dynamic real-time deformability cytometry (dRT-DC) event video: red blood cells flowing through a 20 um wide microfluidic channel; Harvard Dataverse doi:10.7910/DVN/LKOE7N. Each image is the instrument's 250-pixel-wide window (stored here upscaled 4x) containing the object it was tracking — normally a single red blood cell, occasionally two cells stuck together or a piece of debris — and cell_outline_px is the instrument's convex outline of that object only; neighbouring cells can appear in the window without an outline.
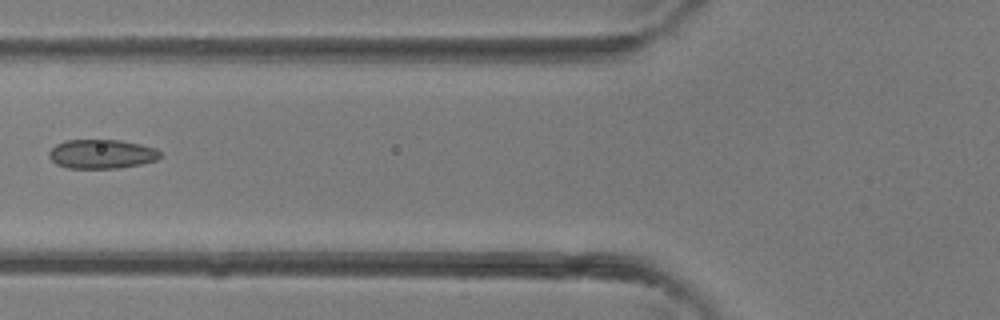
{"species": "common noctule bat (a hibernating species)", "species_latin": "Nyctalus noctula", "temperature_condition": "room temperature", "stored_images_in_passage": 2, "camera_frame_rate_fps": 3000, "um_per_image_px": 0.085, "animal": {"sex": "female"}, "frame": {"image": 1, "passage_image": 2, "time_ms": 0.333, "image_size_px": [1000, 320], "cell_outline_px": [[160, 156], [156, 160], [140, 164], [120, 168], [68, 168], [56, 164], [48, 156], [48, 152], [56, 144], [64, 140], [120, 140], [140, 144], [156, 148], [160, 152]], "centroid_in_image_um": [8.62, 13.09], "position_along_channel_um": 117.2, "area_um2": 18.9}}